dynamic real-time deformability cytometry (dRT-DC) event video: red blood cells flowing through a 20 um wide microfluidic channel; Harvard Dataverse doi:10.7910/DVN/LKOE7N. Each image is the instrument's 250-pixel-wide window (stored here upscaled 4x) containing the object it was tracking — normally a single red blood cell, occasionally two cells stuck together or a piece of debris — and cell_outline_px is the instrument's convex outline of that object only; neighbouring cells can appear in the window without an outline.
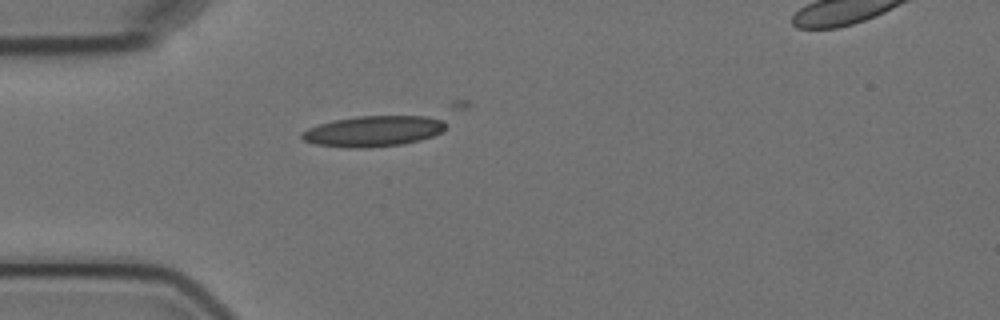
{"species": "Egyptian fruit bat (a non-hibernating species)", "species_latin": "Rousettus aegyptiacus", "temperature_condition": "cold", "stored_images_in_passage": 2, "camera_frame_rate_fps": 3000, "um_per_image_px": 0.085, "animal": {"sex": "female"}, "frame": {"image": 1, "passage_image": 1, "time_ms": 0.0, "image_size_px": [1000, 320], "cell_outline_px": [[444, 128], [440, 132], [432, 136], [420, 140], [400, 144], [368, 148], [348, 148], [316, 144], [304, 140], [300, 136], [300, 132], [308, 128], [332, 120], [356, 116], [444, 116]], "centroid_in_image_um": [31.74, 11.13], "position_along_channel_um": 53.3, "area_um2": 25.95}}